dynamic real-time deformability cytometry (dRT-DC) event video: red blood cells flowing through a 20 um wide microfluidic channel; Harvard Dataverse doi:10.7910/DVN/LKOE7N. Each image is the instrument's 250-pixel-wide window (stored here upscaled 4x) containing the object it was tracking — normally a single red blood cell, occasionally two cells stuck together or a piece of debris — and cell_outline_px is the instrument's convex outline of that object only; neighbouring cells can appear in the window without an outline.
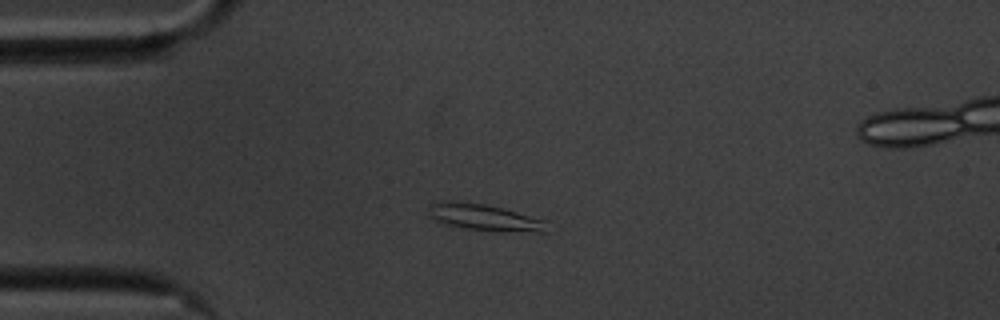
{"species": "common noctule bat (a hibernating species)", "species_latin": "Nyctalus noctula", "temperature_condition": "cold", "stored_images_in_passage": 45, "camera_frame_rate_fps": 3000, "um_per_image_px": 0.085, "animal": {"sex": "male", "body_mass_g": 20.1, "forearm_length_mm": 53.5}, "frame": {"image": 1, "passage_image": 1, "time_ms": 0.0, "image_size_px": [1000, 320], "cell_outline_px": [[548, 232], [504, 232], [468, 228], [444, 224], [436, 220], [432, 216], [432, 204], [440, 200], [452, 200], [484, 204], [504, 208], [548, 220]], "centroid_in_image_um": [41.32, 18.48], "position_along_channel_um": 43.7, "area_um2": 18.38}}
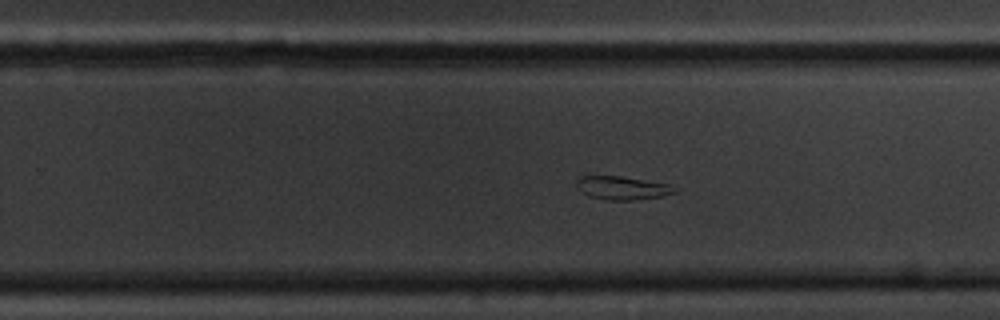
{"frame": {"image": 2, "passage_image": 23, "time_ms": 7.333, "image_size_px": [1000, 320], "cell_outline_px": [[680, 188], [676, 192], [660, 196], [632, 200], [604, 200], [588, 196], [580, 192], [576, 184], [576, 180], [580, 176], [620, 176], [668, 184]], "centroid_in_image_um": [52.86, 15.98], "position_along_channel_um": 276.9, "area_um2": 13.41}}
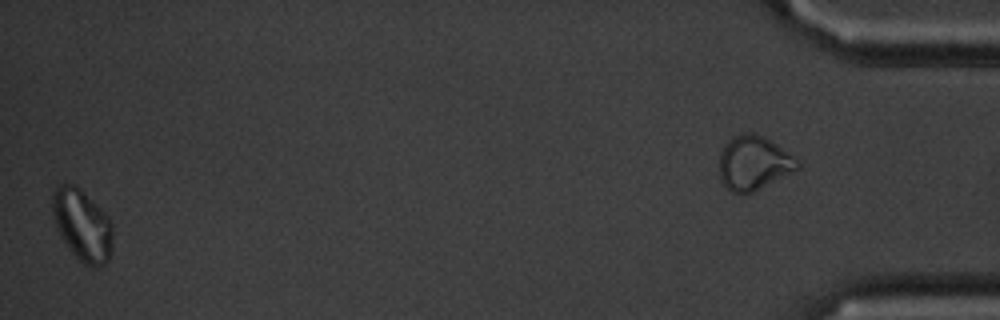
{"frame": {"image": 3, "passage_image": 44, "time_ms": 14.333, "image_size_px": [1000, 320], "cell_outline_px": [[112, 252], [108, 260], [104, 264], [96, 268], [92, 268], [84, 264], [68, 248], [60, 236], [52, 216], [52, 192], [60, 184], [76, 184], [108, 216], [112, 224]], "centroid_in_image_um": [6.99, 19.14], "position_along_channel_um": 428.2, "area_um2": 25.37}}